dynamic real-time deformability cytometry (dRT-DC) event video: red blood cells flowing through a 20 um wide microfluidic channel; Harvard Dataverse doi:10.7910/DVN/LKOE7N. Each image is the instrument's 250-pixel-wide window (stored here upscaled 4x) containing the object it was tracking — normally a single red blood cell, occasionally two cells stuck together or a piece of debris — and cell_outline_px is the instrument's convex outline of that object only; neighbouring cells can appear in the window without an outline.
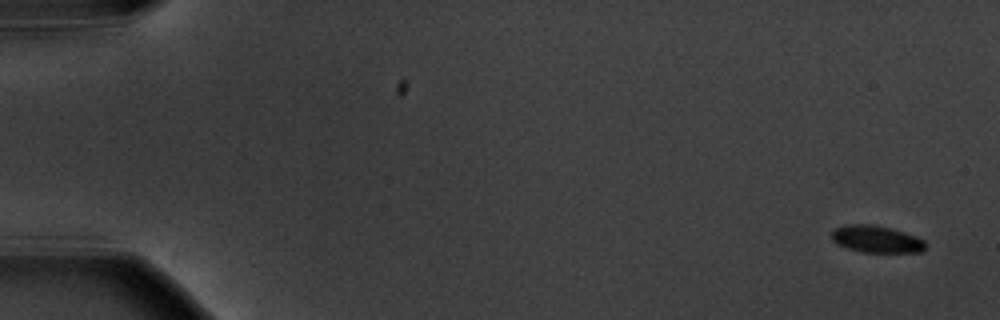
{"species": "common noctule bat (a hibernating species)", "species_latin": "Nyctalus noctula", "temperature_condition": "warm", "stored_images_in_passage": 8, "camera_frame_rate_fps": 3000, "um_per_image_px": 0.085, "animal": {"sex": "male", "body_mass_g": 20.1, "forearm_length_mm": 53.5}, "frame": {"image": 1, "passage_image": 1, "time_ms": 0.0, "image_size_px": [1000, 320], "cell_outline_px": [[924, 248], [920, 252], [860, 252], [836, 244], [832, 240], [832, 232], [836, 228], [844, 224], [876, 224], [904, 232], [916, 236], [924, 240]], "centroid_in_image_um": [74.46, 20.31], "position_along_channel_um": 10.5, "area_um2": 14.8}}
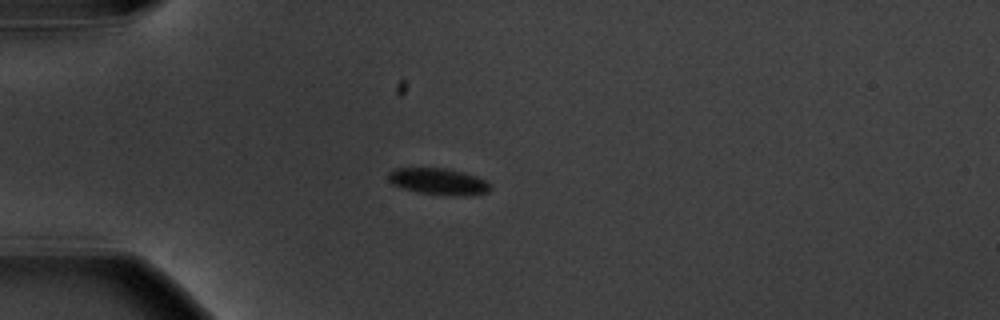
{"frame": {"image": 2, "passage_image": 5, "time_ms": 4.667, "image_size_px": [1000, 320], "cell_outline_px": [[492, 188], [488, 192], [472, 196], [416, 192], [400, 188], [392, 184], [388, 180], [388, 172], [396, 168], [444, 168], [464, 172], [476, 176], [484, 180]], "centroid_in_image_um": [37.24, 15.42], "position_along_channel_um": 47.8, "area_um2": 15.72}}
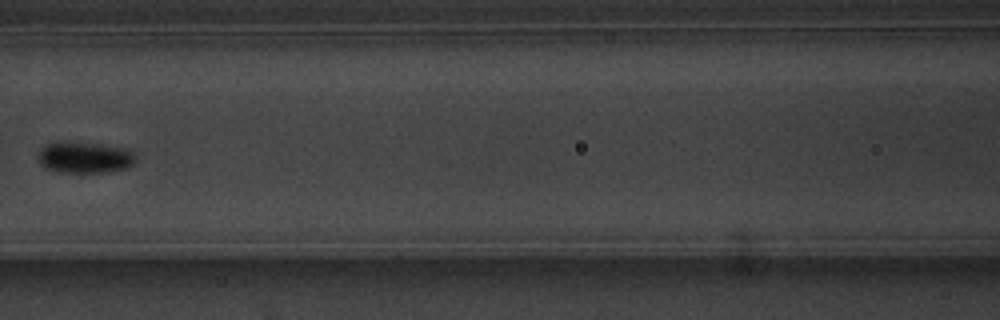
{"frame": {"image": 3, "passage_image": 8, "time_ms": 8.333, "image_size_px": [1000, 320], "cell_outline_px": [[136, 160], [132, 164], [124, 168], [108, 172], [56, 172], [44, 168], [40, 164], [40, 152], [48, 144], [100, 144], [124, 148], [132, 152], [136, 156]], "centroid_in_image_um": [7.25, 13.43], "position_along_channel_um": 159.4, "area_um2": 16.99}}